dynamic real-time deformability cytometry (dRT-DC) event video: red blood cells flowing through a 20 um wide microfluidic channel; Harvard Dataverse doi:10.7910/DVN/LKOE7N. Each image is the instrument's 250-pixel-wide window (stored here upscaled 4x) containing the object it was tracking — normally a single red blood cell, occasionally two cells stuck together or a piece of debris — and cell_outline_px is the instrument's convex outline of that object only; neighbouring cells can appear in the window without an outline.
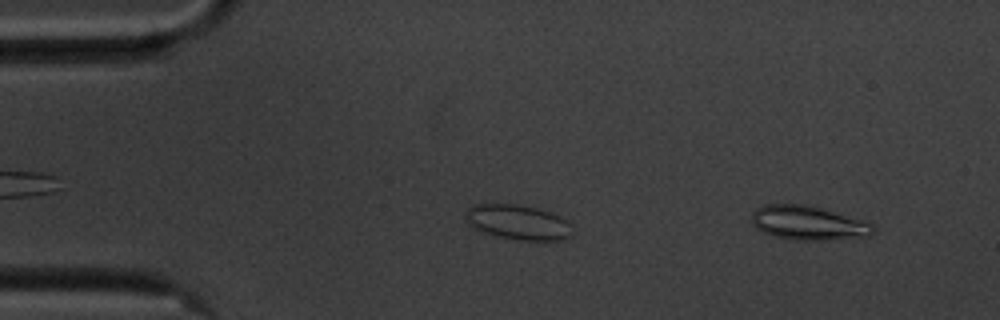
{"species": "common noctule bat (a hibernating species)", "species_latin": "Nyctalus noctula", "temperature_condition": "cold", "stored_images_in_passage": 12, "camera_frame_rate_fps": 3000, "um_per_image_px": 0.085, "animal": {"sex": "male", "body_mass_g": 20.1, "forearm_length_mm": 53.5}, "frame": {"image": 1, "passage_image": 12, "time_ms": 3.667, "image_size_px": [1000, 320], "cell_outline_px": [[872, 232], [868, 236], [824, 240], [792, 240], [772, 236], [756, 228], [752, 224], [752, 212], [756, 208], [764, 204], [808, 204], [860, 220], [872, 224]], "centroid_in_image_um": [68.6, 18.95], "position_along_channel_um": 16.4, "area_um2": 23.93}}